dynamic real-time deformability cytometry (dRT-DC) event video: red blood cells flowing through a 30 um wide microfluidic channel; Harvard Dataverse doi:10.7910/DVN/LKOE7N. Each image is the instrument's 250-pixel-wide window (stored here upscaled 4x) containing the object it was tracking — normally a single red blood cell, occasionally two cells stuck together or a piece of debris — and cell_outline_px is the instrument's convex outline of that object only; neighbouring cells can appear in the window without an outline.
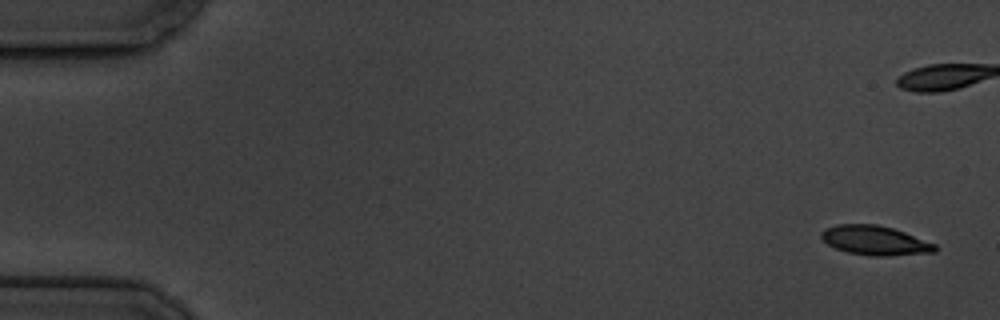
{"species": "common noctule bat (a hibernating species)", "species_latin": "Nyctalus noctula", "temperature_condition": "cold", "stored_images_in_passage": 16, "camera_frame_rate_fps": 3000, "um_per_image_px": 0.085, "animal": {"sex": "male", "body_mass_g": 19.5, "forearm_length_mm": 54.6}, "frame": {"image": 1, "passage_image": 1, "time_ms": 0.0, "image_size_px": [1000, 320], "cell_outline_px": [[936, 252], [888, 256], [872, 256], [848, 252], [836, 248], [828, 244], [820, 236], [820, 232], [824, 228], [836, 224], [876, 224], [892, 228], [904, 232], [936, 244]], "centroid_in_image_um": [74.35, 20.43], "position_along_channel_um": 10.6, "area_um2": 19.42}}
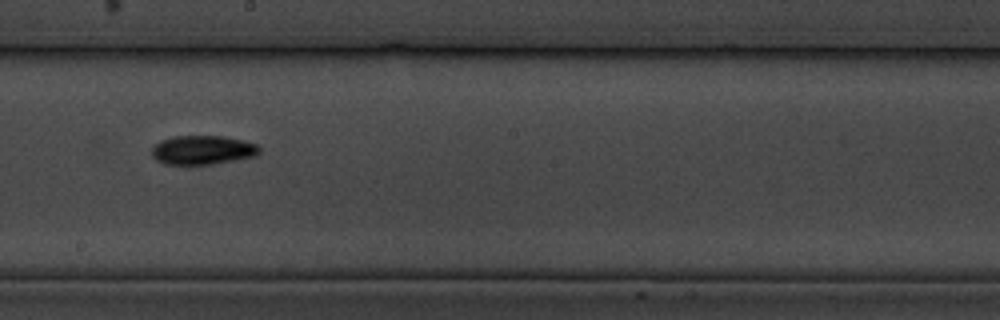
{"frame": {"image": 2, "passage_image": 10, "time_ms": 11.333, "image_size_px": [1000, 320], "cell_outline_px": [[260, 152], [256, 156], [212, 164], [164, 164], [156, 160], [152, 156], [152, 148], [160, 140], [172, 136], [224, 136], [244, 140], [256, 144], [260, 148]], "centroid_in_image_um": [17.22, 12.74], "position_along_channel_um": 231.0, "area_um2": 18.26}}
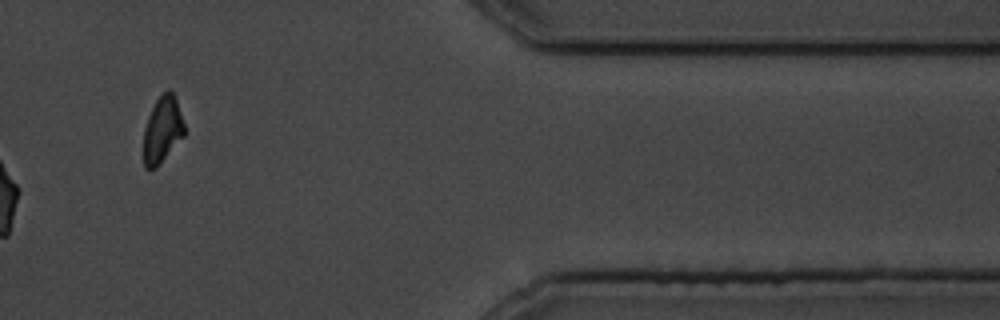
{"frame": {"image": 3, "passage_image": 14, "time_ms": 17.0, "image_size_px": [1000, 320], "cell_outline_px": [[184, 136], [160, 164], [156, 168], [144, 168], [144, 128], [148, 116], [156, 100], [168, 88], [172, 92], [176, 100], [184, 124]], "centroid_in_image_um": [13.8, 11.04], "position_along_channel_um": 397.6, "area_um2": 15.61}, "authors_computed_cell_mechanics": {"area_um2": 18.0625, "velocity_mm_per_s": 3.4522, "shape_relaxation_time_tau1_ms": 4.7382, "shape_relaxation_time_tau2_ms": 11.3177, "deformation_change_tau1": 0.1324, "deformation_change_tau2": 0.1454}}